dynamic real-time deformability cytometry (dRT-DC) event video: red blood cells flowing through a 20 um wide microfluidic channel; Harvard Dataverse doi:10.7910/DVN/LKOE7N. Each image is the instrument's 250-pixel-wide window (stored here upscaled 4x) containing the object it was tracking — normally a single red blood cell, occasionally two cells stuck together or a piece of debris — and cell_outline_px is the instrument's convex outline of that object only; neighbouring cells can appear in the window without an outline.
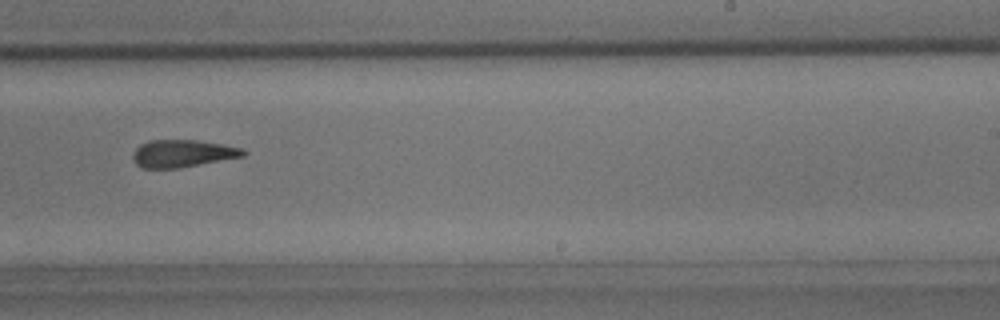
{"species": "common noctule bat (a hibernating species)", "species_latin": "Nyctalus noctula", "temperature_condition": "room temperature", "stored_images_in_passage": 31, "camera_frame_rate_fps": 3000, "um_per_image_px": 0.085, "animal": {"sex": "male", "body_mass_g": 15.6}, "frame": {"image": 1, "passage_image": 14, "time_ms": 4.333, "image_size_px": [1000, 320], "cell_outline_px": [[248, 152], [244, 156], [180, 168], [144, 168], [136, 164], [132, 160], [132, 152], [140, 144], [152, 140], [196, 140], [224, 144], [244, 148]], "centroid_in_image_um": [15.53, 13.04], "position_along_channel_um": 273.5, "area_um2": 17.8}}